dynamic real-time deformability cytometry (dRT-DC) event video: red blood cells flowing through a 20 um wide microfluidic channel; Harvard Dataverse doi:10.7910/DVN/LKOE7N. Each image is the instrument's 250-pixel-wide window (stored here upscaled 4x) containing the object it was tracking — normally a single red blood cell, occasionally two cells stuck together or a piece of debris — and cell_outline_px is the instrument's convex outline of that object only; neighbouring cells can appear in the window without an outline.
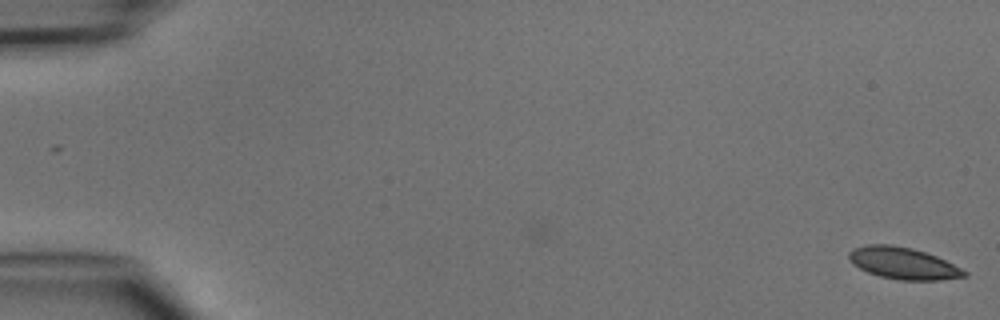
{"species": "common noctule bat (a hibernating species)", "species_latin": "Nyctalus noctula", "temperature_condition": "cold", "stored_images_in_passage": 2, "camera_frame_rate_fps": 3000, "um_per_image_px": 0.085, "animal": {"sex": "male", "body_mass_g": 15.6}, "frame": {"image": 1, "passage_image": 2, "time_ms": 1.0, "image_size_px": [1000, 320], "cell_outline_px": [[968, 276], [940, 280], [900, 280], [880, 276], [868, 272], [852, 264], [848, 256], [848, 252], [852, 248], [868, 244], [892, 244], [912, 248], [936, 256], [968, 272]], "centroid_in_image_um": [76.74, 22.37], "position_along_channel_um": 8.3, "area_um2": 21.33}}